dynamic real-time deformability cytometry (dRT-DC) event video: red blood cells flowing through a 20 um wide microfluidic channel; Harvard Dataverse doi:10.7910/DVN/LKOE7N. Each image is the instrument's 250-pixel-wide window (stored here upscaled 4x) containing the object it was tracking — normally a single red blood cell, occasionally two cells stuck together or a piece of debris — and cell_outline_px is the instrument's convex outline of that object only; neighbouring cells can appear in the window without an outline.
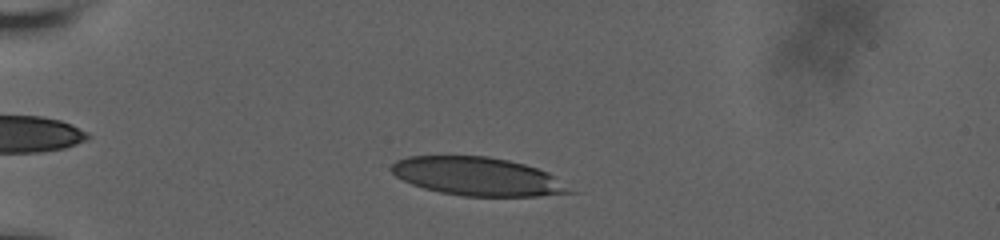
{"species": "human", "species_latin": "Homo sapiens", "temperature_condition": "room temperature", "stored_images_in_passage": 44, "camera_frame_rate_fps": 3000, "um_per_image_px": 0.085, "donor": {"sex": "male"}, "frame": {"image": 1, "passage_image": 8, "time_ms": 2.333, "image_size_px": [1000, 240], "cell_outline_px": [[580, 192], [536, 196], [464, 196], [440, 192], [424, 188], [412, 184], [396, 176], [388, 168], [396, 160], [408, 156], [488, 156], [508, 160], [524, 164], [548, 172]], "centroid_in_image_um": [40.62, 15.0], "position_along_channel_um": 44.4, "area_um2": 40.0}}
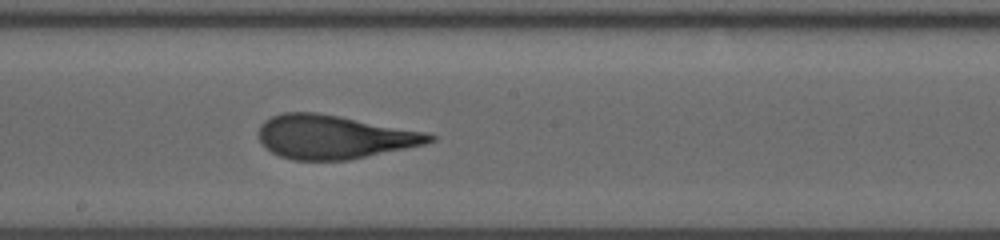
{"frame": {"image": 2, "passage_image": 26, "time_ms": 8.333, "image_size_px": [1000, 240], "cell_outline_px": [[436, 140], [424, 144], [348, 160], [296, 160], [280, 156], [272, 152], [260, 140], [260, 124], [264, 120], [272, 116], [284, 112], [316, 112], [340, 116], [424, 132], [436, 136]], "centroid_in_image_um": [28.37, 11.63], "position_along_channel_um": 219.8, "area_um2": 42.95}}
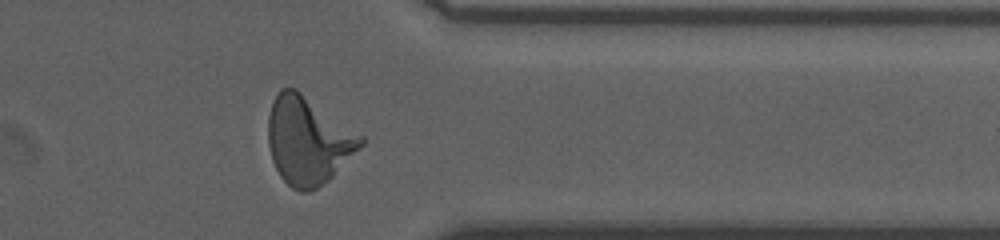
{"frame": {"image": 3, "passage_image": 40, "time_ms": 13.0, "image_size_px": [1000, 240], "cell_outline_px": [[364, 144], [328, 180], [316, 188], [308, 192], [300, 192], [292, 188], [280, 176], [272, 160], [268, 144], [268, 116], [272, 104], [280, 88], [296, 88], [364, 136]], "centroid_in_image_um": [26.18, 11.94], "position_along_channel_um": 385.2, "area_um2": 47.11}, "authors_computed_cell_mechanics": {"area_um2": 42.8876, "velocity_mm_per_s": 3.6525, "shape_relaxation_time_tau1_ms": 5.3663, "shape_relaxation_time_tau2_ms": 0.9364, "deformation_change_tau1": 0.2191, "deformation_change_tau2": 0.0909}}